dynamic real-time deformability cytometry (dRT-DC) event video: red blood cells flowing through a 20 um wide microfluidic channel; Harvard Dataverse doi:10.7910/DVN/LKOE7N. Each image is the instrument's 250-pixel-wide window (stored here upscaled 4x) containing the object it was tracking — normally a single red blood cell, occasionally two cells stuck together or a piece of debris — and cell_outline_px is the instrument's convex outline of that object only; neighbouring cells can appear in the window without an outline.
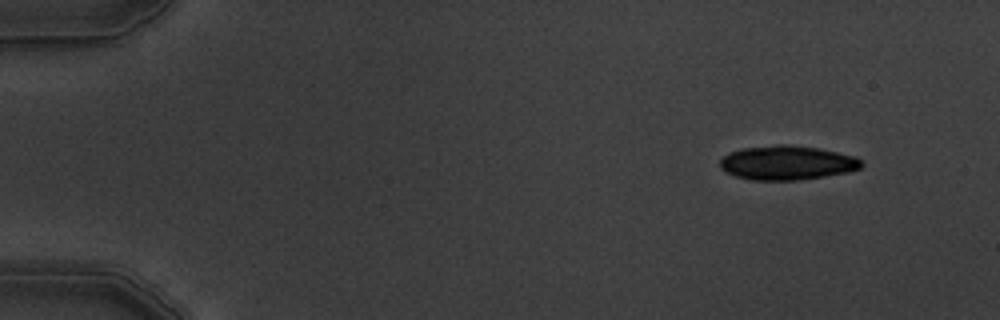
{"species": "common noctule bat (a hibernating species)", "species_latin": "Nyctalus noctula", "temperature_condition": "warm", "stored_images_in_passage": 5, "camera_frame_rate_fps": 3000, "um_per_image_px": 0.085, "animal": {"sex": "male", "body_mass_g": 19.5, "forearm_length_mm": 54.6}, "frame": {"image": 1, "passage_image": 1, "time_ms": 0.0, "image_size_px": [1000, 320], "cell_outline_px": [[864, 164], [860, 168], [848, 172], [800, 180], [752, 180], [736, 176], [720, 168], [720, 160], [724, 156], [732, 152], [744, 148], [780, 144], [788, 144], [820, 148], [856, 156], [864, 160]], "centroid_in_image_um": [66.96, 13.83], "position_along_channel_um": 18.0, "area_um2": 28.26}}